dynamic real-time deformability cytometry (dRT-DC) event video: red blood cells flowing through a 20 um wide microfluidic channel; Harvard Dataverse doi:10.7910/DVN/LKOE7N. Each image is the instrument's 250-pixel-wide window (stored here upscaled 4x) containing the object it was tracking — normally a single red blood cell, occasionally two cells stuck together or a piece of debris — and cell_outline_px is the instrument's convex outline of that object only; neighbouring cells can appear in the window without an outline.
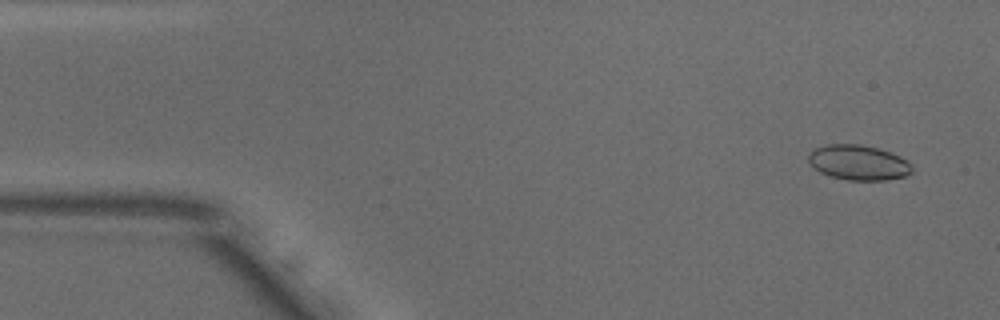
{"species": "common noctule bat (a hibernating species)", "species_latin": "Nyctalus noctula", "temperature_condition": "warm", "stored_images_in_passage": 51, "camera_frame_rate_fps": 3000, "um_per_image_px": 0.085, "animal": {"sex": "male", "body_mass_g": 18.8}, "frame": {"image": 1, "passage_image": 3, "time_ms": 0.667, "image_size_px": [1000, 320], "cell_outline_px": [[912, 172], [904, 176], [888, 180], [848, 180], [832, 176], [820, 172], [808, 160], [808, 156], [816, 148], [828, 144], [860, 144], [876, 148], [900, 156], [912, 168]], "centroid_in_image_um": [72.96, 13.82], "position_along_channel_um": 12.0, "area_um2": 20.69}}
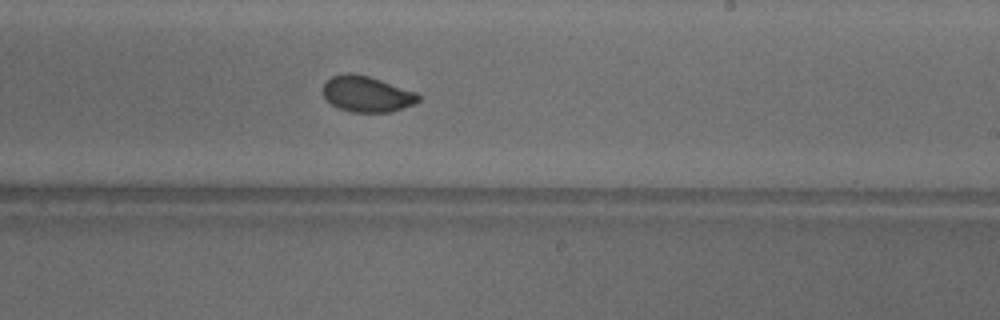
{"frame": {"image": 2, "passage_image": 30, "time_ms": 9.667, "image_size_px": [1000, 320], "cell_outline_px": [[420, 100], [412, 104], [392, 112], [352, 112], [340, 108], [332, 104], [324, 96], [324, 84], [332, 76], [344, 72], [352, 72], [368, 76], [416, 92], [420, 96]], "centroid_in_image_um": [31.18, 7.98], "position_along_channel_um": 257.8, "area_um2": 19.71}}
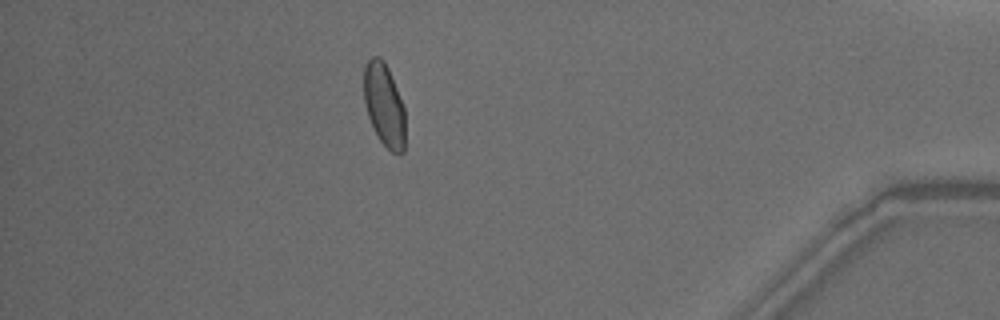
{"frame": {"image": 3, "passage_image": 45, "time_ms": 14.667, "image_size_px": [1000, 320], "cell_outline_px": [[404, 152], [392, 152], [380, 140], [368, 116], [364, 104], [364, 64], [372, 56], [380, 56], [384, 60], [388, 68], [404, 108]], "centroid_in_image_um": [32.63, 8.86], "position_along_channel_um": 402.6, "area_um2": 19.71}, "authors_computed_cell_mechanics": {"area_um2": 20.1144, "velocity_mm_per_s": 3.8722, "shape_relaxation_time_tau1_ms": 5.7895, "shape_relaxation_time_tau2_ms": null, "deformation_change_tau1": 0.1171, "deformation_change_tau2": null}}